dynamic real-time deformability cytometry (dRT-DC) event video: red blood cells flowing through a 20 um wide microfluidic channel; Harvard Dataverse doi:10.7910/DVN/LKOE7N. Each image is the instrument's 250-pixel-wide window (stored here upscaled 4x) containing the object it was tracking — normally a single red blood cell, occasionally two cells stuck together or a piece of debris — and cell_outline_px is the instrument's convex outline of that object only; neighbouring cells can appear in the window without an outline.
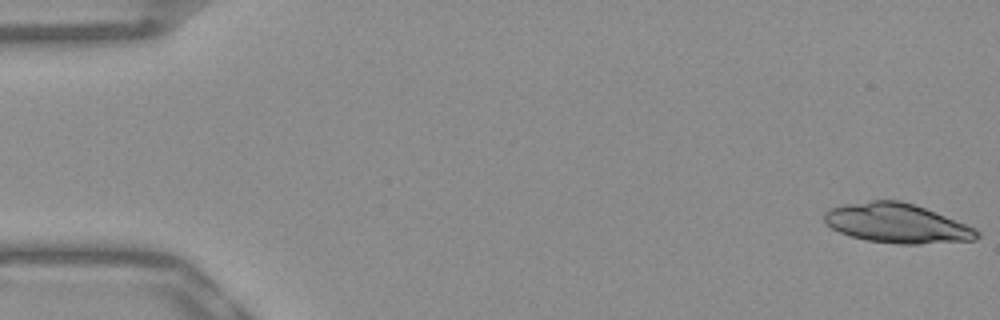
{"species": "Egyptian fruit bat (a non-hibernating species)", "species_latin": "Rousettus aegyptiacus", "temperature_condition": "warm", "stored_images_in_passage": 16, "camera_frame_rate_fps": 3000, "um_per_image_px": 0.085, "frame": {"image": 1, "passage_image": 1, "time_ms": 0.0, "image_size_px": [1000, 320], "cell_outline_px": [[980, 236], [976, 240], [920, 244], [900, 244], [868, 240], [852, 236], [840, 232], [832, 228], [824, 220], [824, 212], [828, 208], [844, 204], [872, 200], [900, 200], [924, 208], [976, 228], [980, 232]], "centroid_in_image_um": [76.25, 18.98], "position_along_channel_um": 8.8, "area_um2": 34.91}}